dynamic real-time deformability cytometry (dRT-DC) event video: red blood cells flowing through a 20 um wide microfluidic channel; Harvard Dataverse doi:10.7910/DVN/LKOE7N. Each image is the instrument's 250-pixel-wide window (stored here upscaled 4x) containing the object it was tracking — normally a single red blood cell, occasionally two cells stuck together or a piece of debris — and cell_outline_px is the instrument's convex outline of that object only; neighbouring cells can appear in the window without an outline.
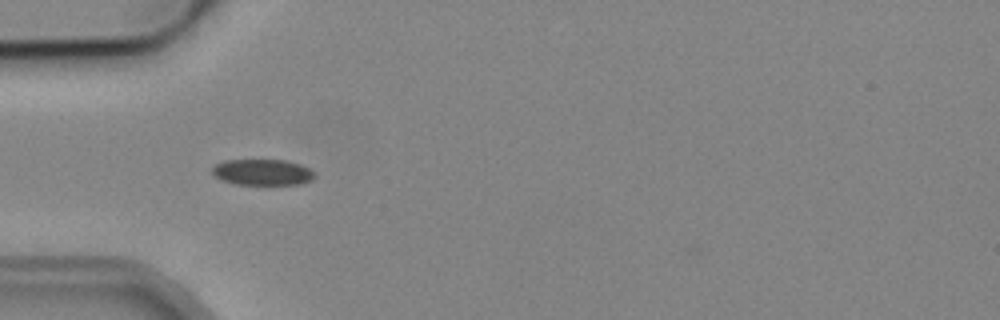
{"species": "common noctule bat (a hibernating species)", "species_latin": "Nyctalus noctula", "temperature_condition": "cold", "stored_images_in_passage": 4, "camera_frame_rate_fps": 3000, "um_per_image_px": 0.085, "animal": {"sex": "male", "body_mass_g": 19.2, "forearm_length_mm": 51.8}, "frame": {"image": 1, "passage_image": 4, "time_ms": 3.667, "image_size_px": [1000, 320], "cell_outline_px": [[316, 176], [312, 180], [300, 184], [236, 184], [220, 180], [212, 172], [212, 168], [216, 164], [224, 160], [284, 160], [300, 164], [308, 168]], "centroid_in_image_um": [22.3, 14.64], "position_along_channel_um": 62.7, "area_um2": 15.43}}